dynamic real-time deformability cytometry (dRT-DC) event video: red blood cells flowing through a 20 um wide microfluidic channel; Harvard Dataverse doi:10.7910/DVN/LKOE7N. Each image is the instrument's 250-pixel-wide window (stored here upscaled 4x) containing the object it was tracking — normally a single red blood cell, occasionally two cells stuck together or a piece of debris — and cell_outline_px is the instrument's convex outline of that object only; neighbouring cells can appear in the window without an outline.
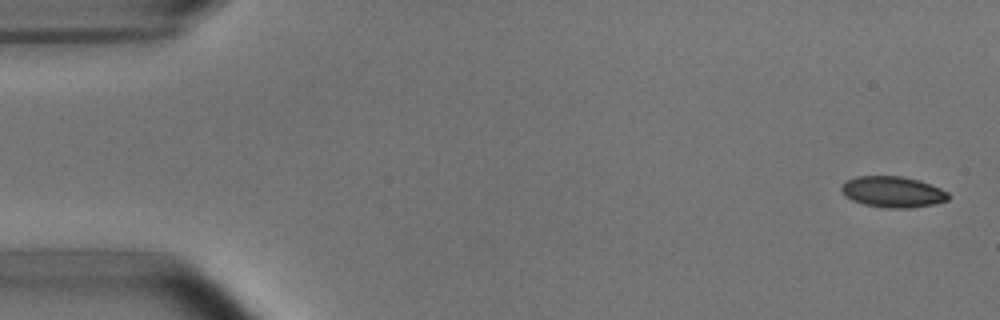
{"species": "common noctule bat (a hibernating species)", "species_latin": "Nyctalus noctula", "temperature_condition": "room temperature", "stored_images_in_passage": 4, "camera_frame_rate_fps": 3000, "um_per_image_px": 0.085, "animal": {"sex": "male", "body_mass_g": 15.6}, "frame": {"image": 1, "passage_image": 1, "time_ms": 0.0, "image_size_px": [1000, 320], "cell_outline_px": [[948, 200], [932, 204], [912, 208], [888, 208], [864, 204], [852, 200], [844, 196], [840, 192], [840, 188], [848, 180], [856, 176], [900, 176], [920, 180], [940, 188], [948, 192]], "centroid_in_image_um": [75.87, 16.31], "position_along_channel_um": 9.1, "area_um2": 19.31}}